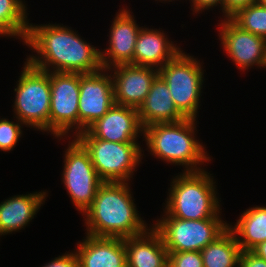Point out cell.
<instances>
[{
	"instance_id": "cell-20",
	"label": "cell",
	"mask_w": 266,
	"mask_h": 267,
	"mask_svg": "<svg viewBox=\"0 0 266 267\" xmlns=\"http://www.w3.org/2000/svg\"><path fill=\"white\" fill-rule=\"evenodd\" d=\"M137 111L143 128L156 123H173L185 119L176 108L166 82L159 75Z\"/></svg>"
},
{
	"instance_id": "cell-5",
	"label": "cell",
	"mask_w": 266,
	"mask_h": 267,
	"mask_svg": "<svg viewBox=\"0 0 266 267\" xmlns=\"http://www.w3.org/2000/svg\"><path fill=\"white\" fill-rule=\"evenodd\" d=\"M15 87L14 115L25 127L49 133L50 72L23 64Z\"/></svg>"
},
{
	"instance_id": "cell-9",
	"label": "cell",
	"mask_w": 266,
	"mask_h": 267,
	"mask_svg": "<svg viewBox=\"0 0 266 267\" xmlns=\"http://www.w3.org/2000/svg\"><path fill=\"white\" fill-rule=\"evenodd\" d=\"M50 95L49 132L57 140L77 137L80 73L50 72Z\"/></svg>"
},
{
	"instance_id": "cell-30",
	"label": "cell",
	"mask_w": 266,
	"mask_h": 267,
	"mask_svg": "<svg viewBox=\"0 0 266 267\" xmlns=\"http://www.w3.org/2000/svg\"><path fill=\"white\" fill-rule=\"evenodd\" d=\"M239 267H266V260L259 258L251 251H242Z\"/></svg>"
},
{
	"instance_id": "cell-33",
	"label": "cell",
	"mask_w": 266,
	"mask_h": 267,
	"mask_svg": "<svg viewBox=\"0 0 266 267\" xmlns=\"http://www.w3.org/2000/svg\"><path fill=\"white\" fill-rule=\"evenodd\" d=\"M155 1H159V2H160V1H161V2H162V1H164V2H165V1H166V2H167V1H168V2H172V1H174V0H155Z\"/></svg>"
},
{
	"instance_id": "cell-15",
	"label": "cell",
	"mask_w": 266,
	"mask_h": 267,
	"mask_svg": "<svg viewBox=\"0 0 266 267\" xmlns=\"http://www.w3.org/2000/svg\"><path fill=\"white\" fill-rule=\"evenodd\" d=\"M86 131L97 139L110 142H139L143 127L136 108L114 104L107 113L90 125ZM140 135V136H139Z\"/></svg>"
},
{
	"instance_id": "cell-2",
	"label": "cell",
	"mask_w": 266,
	"mask_h": 267,
	"mask_svg": "<svg viewBox=\"0 0 266 267\" xmlns=\"http://www.w3.org/2000/svg\"><path fill=\"white\" fill-rule=\"evenodd\" d=\"M128 182H103L91 206L82 214L86 234L95 237L126 238L146 232Z\"/></svg>"
},
{
	"instance_id": "cell-27",
	"label": "cell",
	"mask_w": 266,
	"mask_h": 267,
	"mask_svg": "<svg viewBox=\"0 0 266 267\" xmlns=\"http://www.w3.org/2000/svg\"><path fill=\"white\" fill-rule=\"evenodd\" d=\"M41 267H79V261L76 252H66L63 255L55 257L53 260Z\"/></svg>"
},
{
	"instance_id": "cell-29",
	"label": "cell",
	"mask_w": 266,
	"mask_h": 267,
	"mask_svg": "<svg viewBox=\"0 0 266 267\" xmlns=\"http://www.w3.org/2000/svg\"><path fill=\"white\" fill-rule=\"evenodd\" d=\"M191 11L193 15L196 13L197 15L204 12V10H210L216 6L220 7L221 12H223V0H189Z\"/></svg>"
},
{
	"instance_id": "cell-6",
	"label": "cell",
	"mask_w": 266,
	"mask_h": 267,
	"mask_svg": "<svg viewBox=\"0 0 266 267\" xmlns=\"http://www.w3.org/2000/svg\"><path fill=\"white\" fill-rule=\"evenodd\" d=\"M76 138L88 150L92 164L104 182H129L142 163L144 150L138 142L105 141L94 138L86 130Z\"/></svg>"
},
{
	"instance_id": "cell-8",
	"label": "cell",
	"mask_w": 266,
	"mask_h": 267,
	"mask_svg": "<svg viewBox=\"0 0 266 267\" xmlns=\"http://www.w3.org/2000/svg\"><path fill=\"white\" fill-rule=\"evenodd\" d=\"M156 222L152 227L160 234L168 252L201 251L229 226L222 218L185 220L162 216Z\"/></svg>"
},
{
	"instance_id": "cell-11",
	"label": "cell",
	"mask_w": 266,
	"mask_h": 267,
	"mask_svg": "<svg viewBox=\"0 0 266 267\" xmlns=\"http://www.w3.org/2000/svg\"><path fill=\"white\" fill-rule=\"evenodd\" d=\"M109 73L105 68L94 73H80L79 134L115 104L113 79Z\"/></svg>"
},
{
	"instance_id": "cell-12",
	"label": "cell",
	"mask_w": 266,
	"mask_h": 267,
	"mask_svg": "<svg viewBox=\"0 0 266 267\" xmlns=\"http://www.w3.org/2000/svg\"><path fill=\"white\" fill-rule=\"evenodd\" d=\"M220 21L218 25L220 45L236 67L243 72L255 65L265 68L266 39L241 29L230 18Z\"/></svg>"
},
{
	"instance_id": "cell-7",
	"label": "cell",
	"mask_w": 266,
	"mask_h": 267,
	"mask_svg": "<svg viewBox=\"0 0 266 267\" xmlns=\"http://www.w3.org/2000/svg\"><path fill=\"white\" fill-rule=\"evenodd\" d=\"M200 59L181 50L159 69L178 111L185 117L197 120L200 97L204 84V71Z\"/></svg>"
},
{
	"instance_id": "cell-28",
	"label": "cell",
	"mask_w": 266,
	"mask_h": 267,
	"mask_svg": "<svg viewBox=\"0 0 266 267\" xmlns=\"http://www.w3.org/2000/svg\"><path fill=\"white\" fill-rule=\"evenodd\" d=\"M258 0H223V13L225 18H230L238 10L248 7L249 5L257 3Z\"/></svg>"
},
{
	"instance_id": "cell-19",
	"label": "cell",
	"mask_w": 266,
	"mask_h": 267,
	"mask_svg": "<svg viewBox=\"0 0 266 267\" xmlns=\"http://www.w3.org/2000/svg\"><path fill=\"white\" fill-rule=\"evenodd\" d=\"M124 246L129 267H168L169 253L153 227L140 235L124 238Z\"/></svg>"
},
{
	"instance_id": "cell-31",
	"label": "cell",
	"mask_w": 266,
	"mask_h": 267,
	"mask_svg": "<svg viewBox=\"0 0 266 267\" xmlns=\"http://www.w3.org/2000/svg\"><path fill=\"white\" fill-rule=\"evenodd\" d=\"M251 252L259 258L266 260V241L258 244L251 250Z\"/></svg>"
},
{
	"instance_id": "cell-24",
	"label": "cell",
	"mask_w": 266,
	"mask_h": 267,
	"mask_svg": "<svg viewBox=\"0 0 266 267\" xmlns=\"http://www.w3.org/2000/svg\"><path fill=\"white\" fill-rule=\"evenodd\" d=\"M230 19L241 29L266 39V7L259 2L238 10Z\"/></svg>"
},
{
	"instance_id": "cell-32",
	"label": "cell",
	"mask_w": 266,
	"mask_h": 267,
	"mask_svg": "<svg viewBox=\"0 0 266 267\" xmlns=\"http://www.w3.org/2000/svg\"><path fill=\"white\" fill-rule=\"evenodd\" d=\"M258 2H259L262 6L266 7V0H258Z\"/></svg>"
},
{
	"instance_id": "cell-23",
	"label": "cell",
	"mask_w": 266,
	"mask_h": 267,
	"mask_svg": "<svg viewBox=\"0 0 266 267\" xmlns=\"http://www.w3.org/2000/svg\"><path fill=\"white\" fill-rule=\"evenodd\" d=\"M28 8L23 0H0V36L23 40L29 31Z\"/></svg>"
},
{
	"instance_id": "cell-16",
	"label": "cell",
	"mask_w": 266,
	"mask_h": 267,
	"mask_svg": "<svg viewBox=\"0 0 266 267\" xmlns=\"http://www.w3.org/2000/svg\"><path fill=\"white\" fill-rule=\"evenodd\" d=\"M76 252L79 267H124L127 265L124 238L86 234Z\"/></svg>"
},
{
	"instance_id": "cell-10",
	"label": "cell",
	"mask_w": 266,
	"mask_h": 267,
	"mask_svg": "<svg viewBox=\"0 0 266 267\" xmlns=\"http://www.w3.org/2000/svg\"><path fill=\"white\" fill-rule=\"evenodd\" d=\"M64 154L62 182L79 213H84L94 201L104 182L96 172L90 154L76 138L68 142Z\"/></svg>"
},
{
	"instance_id": "cell-26",
	"label": "cell",
	"mask_w": 266,
	"mask_h": 267,
	"mask_svg": "<svg viewBox=\"0 0 266 267\" xmlns=\"http://www.w3.org/2000/svg\"><path fill=\"white\" fill-rule=\"evenodd\" d=\"M168 267H204L200 251L168 252Z\"/></svg>"
},
{
	"instance_id": "cell-18",
	"label": "cell",
	"mask_w": 266,
	"mask_h": 267,
	"mask_svg": "<svg viewBox=\"0 0 266 267\" xmlns=\"http://www.w3.org/2000/svg\"><path fill=\"white\" fill-rule=\"evenodd\" d=\"M160 29L141 28L134 49V65L159 70L181 51V47L169 40Z\"/></svg>"
},
{
	"instance_id": "cell-13",
	"label": "cell",
	"mask_w": 266,
	"mask_h": 267,
	"mask_svg": "<svg viewBox=\"0 0 266 267\" xmlns=\"http://www.w3.org/2000/svg\"><path fill=\"white\" fill-rule=\"evenodd\" d=\"M131 13L133 12L127 6L115 14L110 33L107 35L109 47L100 50L101 63L105 69L122 64L134 65L135 44L143 26L139 27Z\"/></svg>"
},
{
	"instance_id": "cell-1",
	"label": "cell",
	"mask_w": 266,
	"mask_h": 267,
	"mask_svg": "<svg viewBox=\"0 0 266 267\" xmlns=\"http://www.w3.org/2000/svg\"><path fill=\"white\" fill-rule=\"evenodd\" d=\"M24 45L37 53L27 56L26 60L46 72L84 74L103 68L100 49L63 24L30 23Z\"/></svg>"
},
{
	"instance_id": "cell-3",
	"label": "cell",
	"mask_w": 266,
	"mask_h": 267,
	"mask_svg": "<svg viewBox=\"0 0 266 267\" xmlns=\"http://www.w3.org/2000/svg\"><path fill=\"white\" fill-rule=\"evenodd\" d=\"M196 125V119L185 118L179 122L146 126L143 128L146 149L167 164L184 166L182 171L203 170L202 165L211 159L205 145L196 137Z\"/></svg>"
},
{
	"instance_id": "cell-25",
	"label": "cell",
	"mask_w": 266,
	"mask_h": 267,
	"mask_svg": "<svg viewBox=\"0 0 266 267\" xmlns=\"http://www.w3.org/2000/svg\"><path fill=\"white\" fill-rule=\"evenodd\" d=\"M25 126L17 118L16 121H10L8 118H0V151L10 152L19 143Z\"/></svg>"
},
{
	"instance_id": "cell-14",
	"label": "cell",
	"mask_w": 266,
	"mask_h": 267,
	"mask_svg": "<svg viewBox=\"0 0 266 267\" xmlns=\"http://www.w3.org/2000/svg\"><path fill=\"white\" fill-rule=\"evenodd\" d=\"M111 72L116 104L138 109L159 75L157 68L122 64L108 69Z\"/></svg>"
},
{
	"instance_id": "cell-4",
	"label": "cell",
	"mask_w": 266,
	"mask_h": 267,
	"mask_svg": "<svg viewBox=\"0 0 266 267\" xmlns=\"http://www.w3.org/2000/svg\"><path fill=\"white\" fill-rule=\"evenodd\" d=\"M210 172L183 171L171 179L163 216L185 220L222 218L221 198ZM215 181V182H214Z\"/></svg>"
},
{
	"instance_id": "cell-21",
	"label": "cell",
	"mask_w": 266,
	"mask_h": 267,
	"mask_svg": "<svg viewBox=\"0 0 266 267\" xmlns=\"http://www.w3.org/2000/svg\"><path fill=\"white\" fill-rule=\"evenodd\" d=\"M228 228L234 233L242 251H251L258 244L266 241V206L249 207L236 224Z\"/></svg>"
},
{
	"instance_id": "cell-17",
	"label": "cell",
	"mask_w": 266,
	"mask_h": 267,
	"mask_svg": "<svg viewBox=\"0 0 266 267\" xmlns=\"http://www.w3.org/2000/svg\"><path fill=\"white\" fill-rule=\"evenodd\" d=\"M48 192L15 195L0 203V236L25 229L45 203Z\"/></svg>"
},
{
	"instance_id": "cell-22",
	"label": "cell",
	"mask_w": 266,
	"mask_h": 267,
	"mask_svg": "<svg viewBox=\"0 0 266 267\" xmlns=\"http://www.w3.org/2000/svg\"><path fill=\"white\" fill-rule=\"evenodd\" d=\"M200 252L204 267H239L242 250L234 233L228 228Z\"/></svg>"
}]
</instances>
